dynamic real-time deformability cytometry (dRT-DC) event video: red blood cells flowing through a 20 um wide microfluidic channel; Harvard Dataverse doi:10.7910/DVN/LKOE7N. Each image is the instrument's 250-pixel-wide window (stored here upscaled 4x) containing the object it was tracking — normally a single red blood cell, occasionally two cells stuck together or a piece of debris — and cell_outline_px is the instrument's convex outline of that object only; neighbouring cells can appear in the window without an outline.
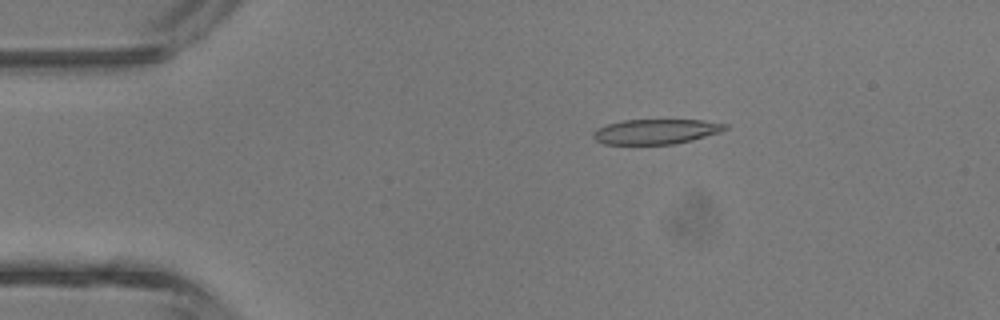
{"species": "common noctule bat (a hibernating species)", "species_latin": "Nyctalus noctula", "temperature_condition": "room temperature", "stored_images_in_passage": 43, "camera_frame_rate_fps": 3000, "um_per_image_px": 0.085, "animal": {"sex": "male", "body_mass_g": 13.3}, "frame": {"image": 1, "passage_image": 8, "time_ms": 2.333, "image_size_px": [1000, 320], "cell_outline_px": [[728, 128], [720, 132], [692, 140], [672, 144], [604, 144], [596, 140], [592, 136], [592, 132], [596, 128], [608, 124], [624, 120], [704, 120], [728, 124]], "centroid_in_image_um": [55.75, 11.18], "position_along_channel_um": 29.3, "area_um2": 19.19}}
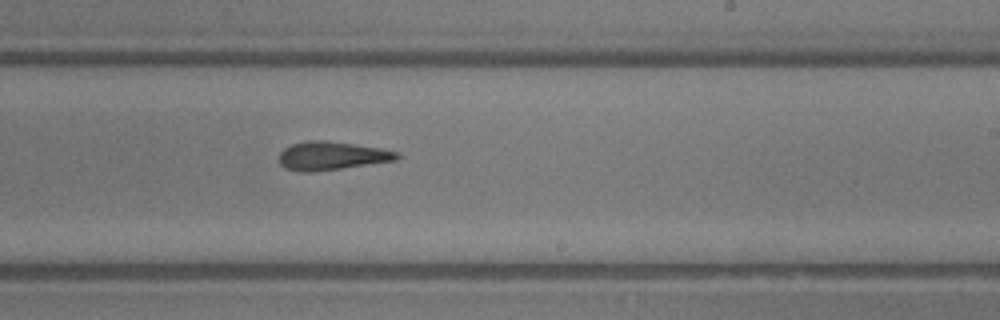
{"frame": {"image": 2, "passage_image": 26, "time_ms": 8.333, "image_size_px": [1000, 320], "cell_outline_px": [[400, 156], [396, 160], [312, 172], [300, 172], [284, 168], [280, 164], [280, 152], [284, 148], [292, 144], [308, 140], [324, 140], [380, 148], [400, 152]], "centroid_in_image_um": [28.17, 13.24], "position_along_channel_um": 260.8, "area_um2": 19.36}}
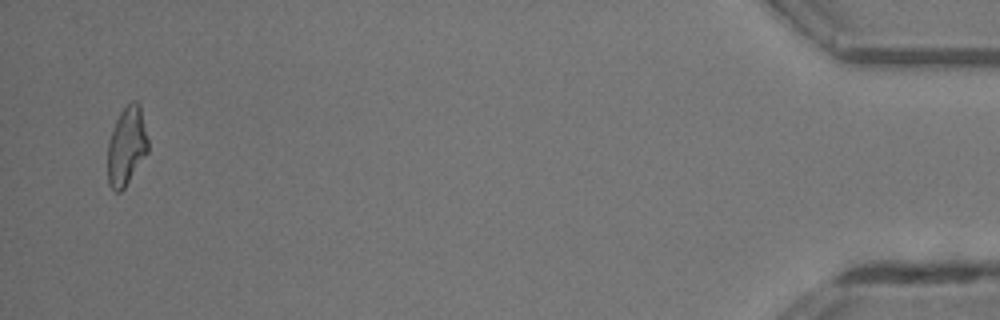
{"frame": {"image": 3, "passage_image": 42, "time_ms": 13.667, "image_size_px": [1000, 320], "cell_outline_px": [[148, 152], [124, 188], [120, 192], [116, 192], [108, 184], [108, 144], [116, 120], [120, 112], [132, 100], [136, 100], [140, 104], [148, 140]], "centroid_in_image_um": [10.77, 12.41], "position_along_channel_um": 424.4, "area_um2": 18.32}, "authors_computed_cell_mechanics": {"area_um2": 19.4786, "velocity_mm_per_s": 4.7667, "shape_relaxation_time_tau1_ms": 10.429, "shape_relaxation_time_tau2_ms": 2.6452, "deformation_change_tau1": 0.3319, "deformation_change_tau2": 0.1208}}